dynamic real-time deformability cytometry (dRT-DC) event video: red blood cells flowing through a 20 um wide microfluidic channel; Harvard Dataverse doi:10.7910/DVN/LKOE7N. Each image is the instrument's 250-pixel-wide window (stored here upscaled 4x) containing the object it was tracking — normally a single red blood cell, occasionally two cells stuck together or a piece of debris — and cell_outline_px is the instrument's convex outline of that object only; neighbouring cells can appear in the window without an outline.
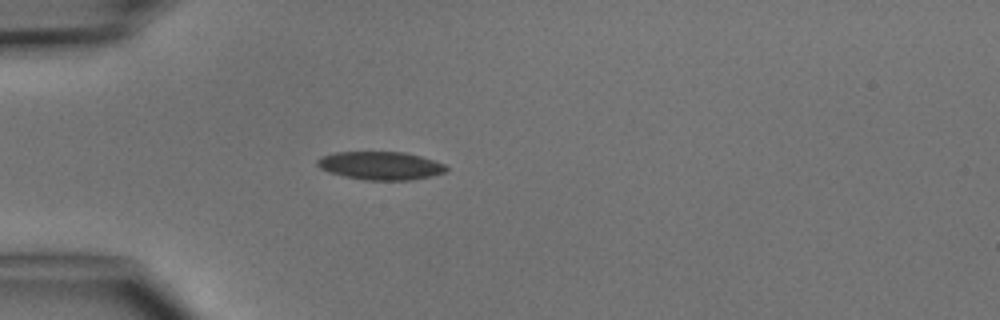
{"species": "common noctule bat (a hibernating species)", "species_latin": "Nyctalus noctula", "temperature_condition": "cold", "stored_images_in_passage": 3, "camera_frame_rate_fps": 3000, "um_per_image_px": 0.085, "animal": {"sex": "male", "body_mass_g": 15.6}, "frame": {"image": 1, "passage_image": 3, "time_ms": 2.333, "image_size_px": [1000, 320], "cell_outline_px": [[448, 168], [444, 172], [412, 180], [364, 180], [344, 176], [328, 172], [320, 168], [316, 164], [316, 160], [320, 156], [336, 152], [404, 152], [420, 156], [444, 164]], "centroid_in_image_um": [32.28, 14.08], "position_along_channel_um": 52.7, "area_um2": 21.1}}